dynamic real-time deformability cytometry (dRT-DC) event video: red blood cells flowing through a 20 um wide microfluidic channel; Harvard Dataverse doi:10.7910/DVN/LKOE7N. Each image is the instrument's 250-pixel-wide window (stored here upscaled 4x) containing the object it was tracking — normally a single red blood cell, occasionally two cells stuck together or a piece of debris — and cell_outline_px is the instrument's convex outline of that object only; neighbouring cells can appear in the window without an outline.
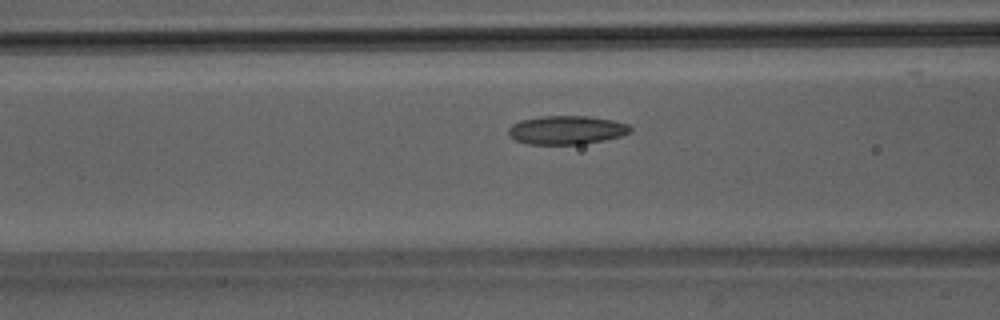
{"species": "Egyptian fruit bat (a non-hibernating species)", "species_latin": "Rousettus aegyptiacus", "temperature_condition": "room temperature", "stored_images_in_passage": 34, "camera_frame_rate_fps": 3000, "um_per_image_px": 0.085, "animal": {"sex": "male"}, "frame": {"image": 1, "passage_image": 4, "time_ms": 1.0, "image_size_px": [1000, 320], "cell_outline_px": [[632, 132], [620, 136], [604, 140], [580, 144], [528, 144], [516, 140], [508, 132], [508, 128], [512, 124], [520, 120], [544, 116], [588, 116], [612, 120], [628, 124], [632, 128]], "centroid_in_image_um": [48.17, 11.05], "position_along_channel_um": 118.4, "area_um2": 20.23}}
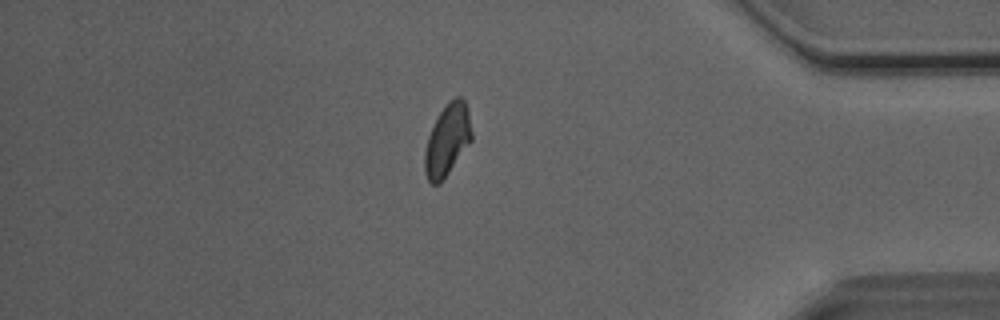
{"frame": {"image": 2, "passage_image": 27, "time_ms": 8.667, "image_size_px": [1000, 320], "cell_outline_px": [[472, 140], [440, 184], [432, 184], [428, 180], [424, 172], [424, 152], [428, 136], [440, 112], [448, 100], [456, 96], [460, 96], [464, 100], [468, 108], [472, 132]], "centroid_in_image_um": [38.02, 11.89], "position_along_channel_um": 397.2, "area_um2": 19.65}}
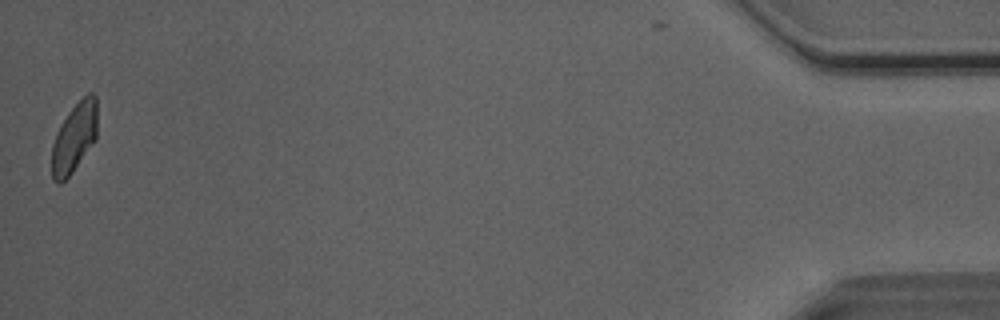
{"frame": {"image": 3, "passage_image": 34, "time_ms": 11.0, "image_size_px": [1000, 320], "cell_outline_px": [[96, 140], [72, 172], [60, 184], [56, 184], [52, 180], [52, 144], [56, 132], [60, 124], [68, 112], [88, 92], [92, 92], [96, 96]], "centroid_in_image_um": [6.3, 11.71], "position_along_channel_um": 428.9, "area_um2": 18.44}}